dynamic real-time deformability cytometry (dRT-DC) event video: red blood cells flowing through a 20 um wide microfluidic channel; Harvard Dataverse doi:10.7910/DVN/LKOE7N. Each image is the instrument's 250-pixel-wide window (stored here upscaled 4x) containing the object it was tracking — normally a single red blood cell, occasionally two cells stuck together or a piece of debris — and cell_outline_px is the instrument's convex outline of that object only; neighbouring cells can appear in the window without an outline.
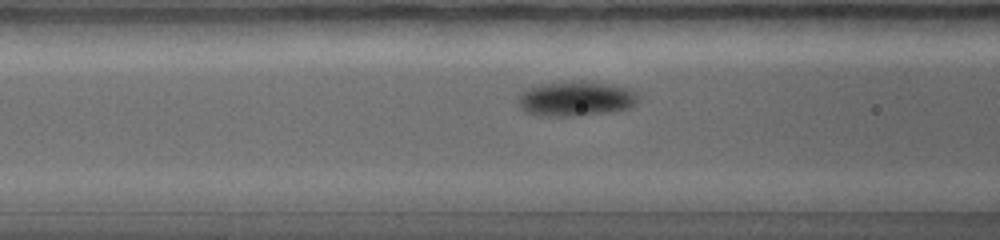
{"species": "common noctule bat (a hibernating species)", "species_latin": "Nyctalus noctula", "temperature_condition": "warm", "stored_images_in_passage": 40, "camera_frame_rate_fps": 5000, "um_per_image_px": 0.085, "animal": {"sex": "female", "body_mass_g": 19.0, "forearm_length_mm": 56.7}, "frame": {"image": 1, "passage_image": 14, "time_ms": 2.6, "image_size_px": [1000, 240], "cell_outline_px": [[636, 100], [628, 108], [608, 112], [576, 116], [536, 116], [524, 112], [520, 108], [516, 100], [524, 92], [532, 88], [544, 84], [600, 84], [624, 88], [632, 92], [636, 96]], "centroid_in_image_um": [48.83, 8.48], "position_along_channel_um": 117.8, "area_um2": 22.83}}
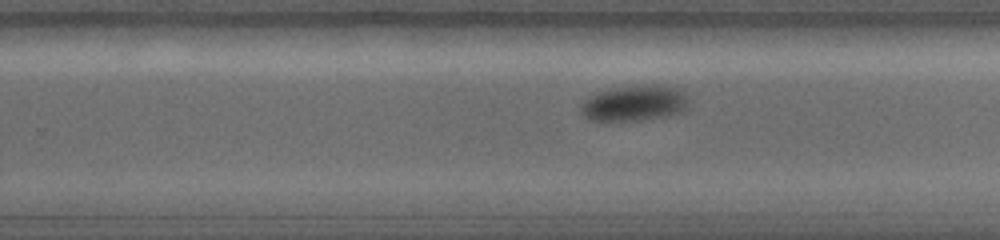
{"frame": {"image": 2, "passage_image": 26, "time_ms": 5.0, "image_size_px": [1000, 240], "cell_outline_px": [[684, 112], [668, 116], [640, 120], [592, 120], [584, 116], [580, 112], [580, 104], [592, 96], [604, 92], [620, 88], [676, 88], [684, 92]], "centroid_in_image_um": [53.88, 8.85], "position_along_channel_um": 275.9, "area_um2": 20.75}}
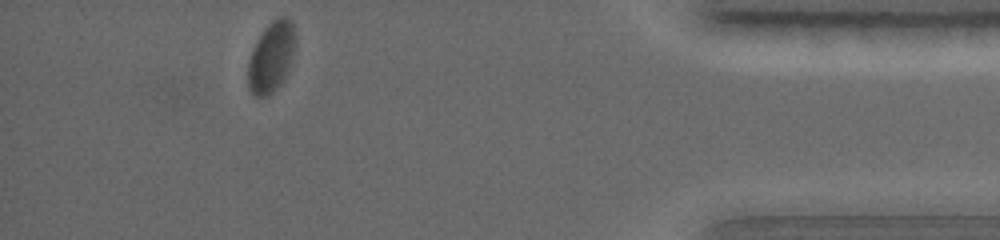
{"frame": {"image": 3, "passage_image": 40, "time_ms": 7.8, "image_size_px": [1000, 240], "cell_outline_px": [[296, 48], [288, 72], [284, 80], [268, 96], [256, 96], [248, 88], [248, 60], [252, 48], [256, 40], [264, 28], [272, 20], [280, 16], [288, 16], [292, 24], [296, 36]], "centroid_in_image_um": [23.08, 4.81], "position_along_channel_um": 412.1, "area_um2": 19.88}}